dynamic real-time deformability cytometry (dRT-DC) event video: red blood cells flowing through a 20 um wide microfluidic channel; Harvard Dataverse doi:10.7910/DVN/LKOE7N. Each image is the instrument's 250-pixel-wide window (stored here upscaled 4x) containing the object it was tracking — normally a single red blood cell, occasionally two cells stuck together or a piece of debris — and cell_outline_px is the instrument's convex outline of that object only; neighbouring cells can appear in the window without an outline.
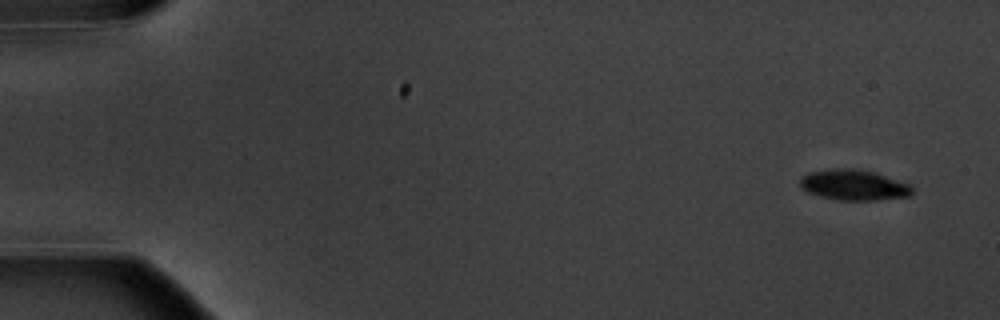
{"species": "common noctule bat (a hibernating species)", "species_latin": "Nyctalus noctula", "temperature_condition": "warm", "stored_images_in_passage": 6, "segment_of_instrument_passage": [1, 2], "camera_frame_rate_fps": 3000, "um_per_image_px": 0.085, "animal": {"sex": "male", "body_mass_g": 20.1, "forearm_length_mm": 53.5}, "frame": {"image": 1, "passage_image": 1, "time_ms": 0.0, "image_size_px": [1000, 320], "cell_outline_px": [[912, 196], [876, 200], [836, 200], [820, 196], [808, 192], [800, 188], [800, 176], [808, 172], [836, 168], [852, 168], [872, 172], [912, 184]], "centroid_in_image_um": [72.56, 15.73], "position_along_channel_um": 12.4, "area_um2": 20.11}}